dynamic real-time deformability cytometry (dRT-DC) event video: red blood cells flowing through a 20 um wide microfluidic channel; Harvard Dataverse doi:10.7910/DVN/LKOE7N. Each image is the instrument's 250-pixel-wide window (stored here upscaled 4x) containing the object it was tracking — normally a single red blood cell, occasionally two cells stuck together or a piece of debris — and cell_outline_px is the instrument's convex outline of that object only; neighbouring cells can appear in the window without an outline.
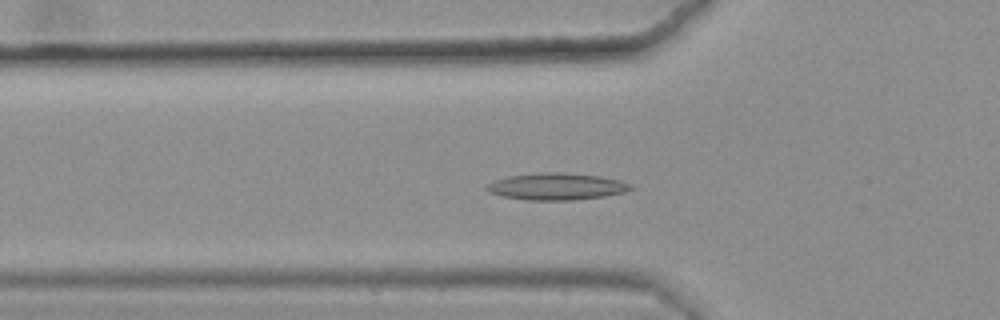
{"species": "common noctule bat (a hibernating species)", "species_latin": "Nyctalus noctula", "temperature_condition": "warm", "stored_images_in_passage": 47, "camera_frame_rate_fps": 3000, "um_per_image_px": 0.085, "animal": {"sex": "female", "body_mass_g": 25.1}, "frame": {"image": 1, "passage_image": 19, "time_ms": 6.0, "image_size_px": [1000, 320], "cell_outline_px": [[636, 188], [624, 192], [604, 196], [576, 200], [524, 200], [504, 196], [488, 192], [484, 188], [488, 184], [496, 180], [508, 176], [548, 172], [600, 176], [620, 180], [632, 184]], "centroid_in_image_um": [47.34, 15.86], "position_along_channel_um": 78.5, "area_um2": 22.37}}
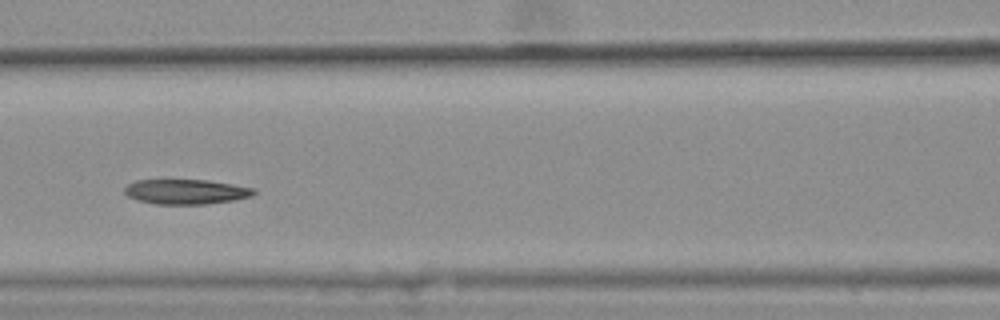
{"frame": {"image": 2, "passage_image": 25, "time_ms": 8.0, "image_size_px": [1000, 320], "cell_outline_px": [[256, 192], [252, 196], [232, 200], [204, 204], [156, 204], [136, 200], [128, 196], [124, 192], [124, 188], [128, 184], [136, 180], [168, 176], [208, 180], [256, 188]], "centroid_in_image_um": [15.73, 16.23], "position_along_channel_um": 150.9, "area_um2": 19.77}}
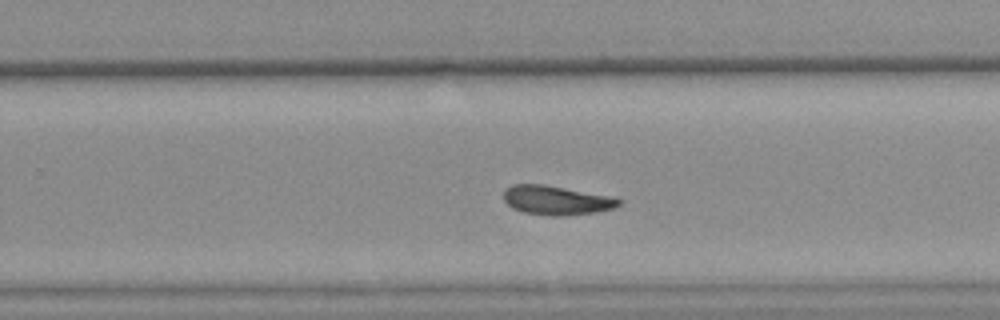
{"frame": {"image": 3, "passage_image": 36, "time_ms": 11.667, "image_size_px": [1000, 320], "cell_outline_px": [[620, 204], [612, 208], [596, 212], [564, 216], [552, 216], [524, 212], [512, 208], [504, 200], [504, 192], [512, 184], [544, 184], [608, 196], [620, 200]], "centroid_in_image_um": [47.25, 17.03], "position_along_channel_um": 282.6, "area_um2": 19.25}, "authors_computed_cell_mechanics": {"area_um2": 19.8832, "velocity_mm_per_s": 3.6015, "shape_relaxation_time_tau1_ms": null, "shape_relaxation_time_tau2_ms": 3.9439, "deformation_change_tau1": null, "deformation_change_tau2": 0.0968}}